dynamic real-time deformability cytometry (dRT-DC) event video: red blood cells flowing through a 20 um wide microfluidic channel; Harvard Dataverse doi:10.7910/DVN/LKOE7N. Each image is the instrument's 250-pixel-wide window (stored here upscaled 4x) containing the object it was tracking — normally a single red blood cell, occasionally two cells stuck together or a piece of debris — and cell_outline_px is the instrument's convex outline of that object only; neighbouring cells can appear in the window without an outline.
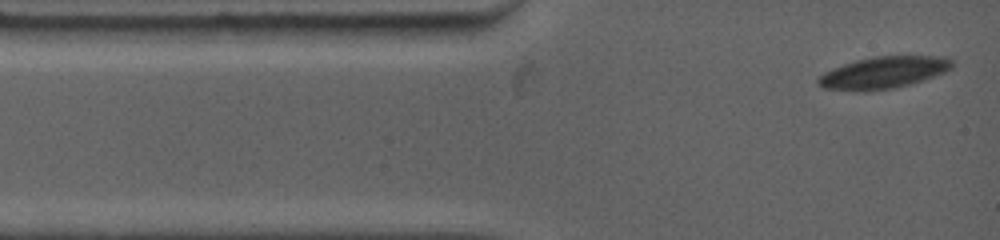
{"species": "common noctule bat (a hibernating species)", "species_latin": "Nyctalus noctula", "temperature_condition": "warm", "stored_images_in_passage": 6, "camera_frame_rate_fps": 4500, "um_per_image_px": 0.085, "animal": {"sex": "female", "body_mass_g": 19.0, "forearm_length_mm": 53.3}, "frame": {"image": 1, "passage_image": 1, "time_ms": 0.0, "image_size_px": [1000, 240], "cell_outline_px": [[952, 68], [944, 72], [908, 84], [892, 88], [864, 92], [856, 92], [824, 88], [816, 84], [816, 80], [824, 72], [832, 68], [856, 60], [876, 56], [944, 56], [952, 60]], "centroid_in_image_um": [75.03, 6.17], "position_along_channel_um": 10.0, "area_um2": 24.8}}